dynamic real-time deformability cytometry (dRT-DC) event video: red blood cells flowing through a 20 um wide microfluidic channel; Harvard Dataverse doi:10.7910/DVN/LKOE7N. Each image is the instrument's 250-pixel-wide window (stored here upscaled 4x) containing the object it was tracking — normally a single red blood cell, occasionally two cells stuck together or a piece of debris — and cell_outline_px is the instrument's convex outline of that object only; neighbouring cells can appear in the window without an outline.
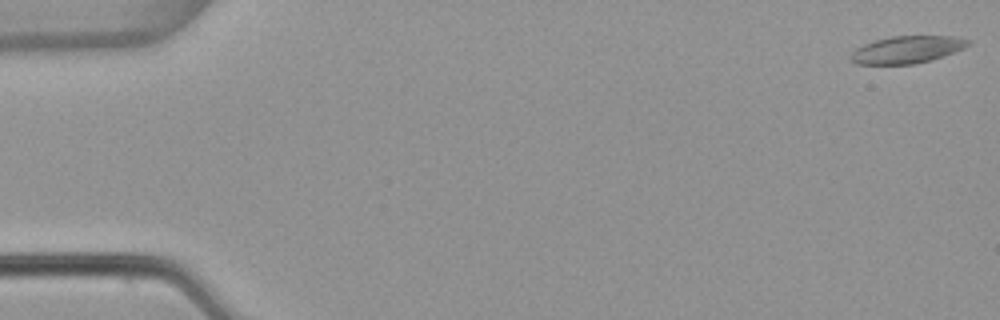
{"species": "common noctule bat (a hibernating species)", "species_latin": "Nyctalus noctula", "temperature_condition": "warm", "stored_images_in_passage": 54, "camera_frame_rate_fps": 3000, "um_per_image_px": 0.085, "animal": {"sex": "female", "body_mass_g": 22.7, "forearm_length_mm": 54.2}, "frame": {"image": 1, "passage_image": 1, "time_ms": 0.0, "image_size_px": [1000, 320], "cell_outline_px": [[972, 44], [964, 48], [944, 56], [916, 64], [856, 64], [848, 56], [856, 48], [864, 44], [876, 40], [892, 36], [956, 36], [972, 40]], "centroid_in_image_um": [77.14, 4.21], "position_along_channel_um": 7.9, "area_um2": 18.79}}
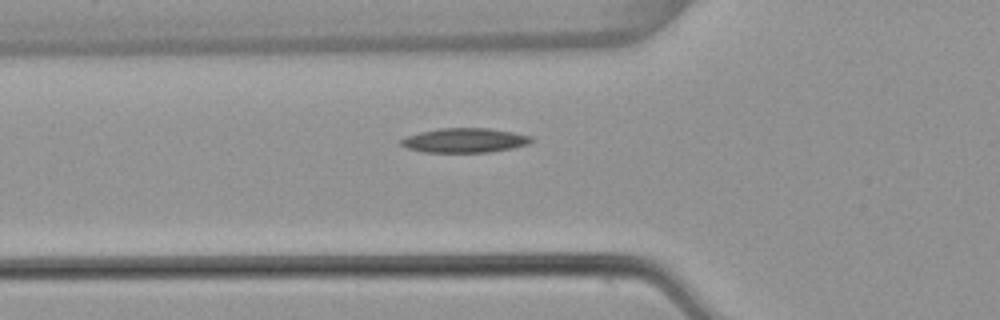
{"frame": {"image": 2, "passage_image": 19, "time_ms": 6.0, "image_size_px": [1000, 320], "cell_outline_px": [[536, 140], [528, 144], [512, 148], [492, 152], [424, 152], [408, 148], [400, 144], [400, 140], [404, 136], [420, 132], [440, 128], [488, 128], [512, 132], [532, 136]], "centroid_in_image_um": [39.51, 11.93], "position_along_channel_um": 86.3, "area_um2": 18.67}}
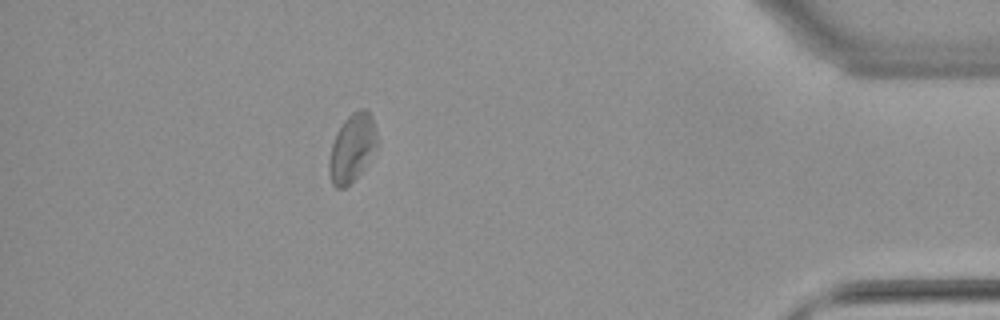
{"frame": {"image": 3, "passage_image": 48, "time_ms": 15.667, "image_size_px": [1000, 320], "cell_outline_px": [[376, 144], [360, 172], [344, 188], [336, 188], [332, 184], [328, 172], [328, 160], [332, 144], [336, 132], [344, 120], [352, 112], [360, 108], [364, 108], [372, 116], [376, 132]], "centroid_in_image_um": [29.87, 12.55], "position_along_channel_um": 405.3, "area_um2": 18.55}, "authors_computed_cell_mechanics": {"area_um2": 18.5827, "velocity_mm_per_s": 3.794, "shape_relaxation_time_tau1_ms": null, "shape_relaxation_time_tau2_ms": 10.7968, "deformation_change_tau1": null, "deformation_change_tau2": 0.216}}